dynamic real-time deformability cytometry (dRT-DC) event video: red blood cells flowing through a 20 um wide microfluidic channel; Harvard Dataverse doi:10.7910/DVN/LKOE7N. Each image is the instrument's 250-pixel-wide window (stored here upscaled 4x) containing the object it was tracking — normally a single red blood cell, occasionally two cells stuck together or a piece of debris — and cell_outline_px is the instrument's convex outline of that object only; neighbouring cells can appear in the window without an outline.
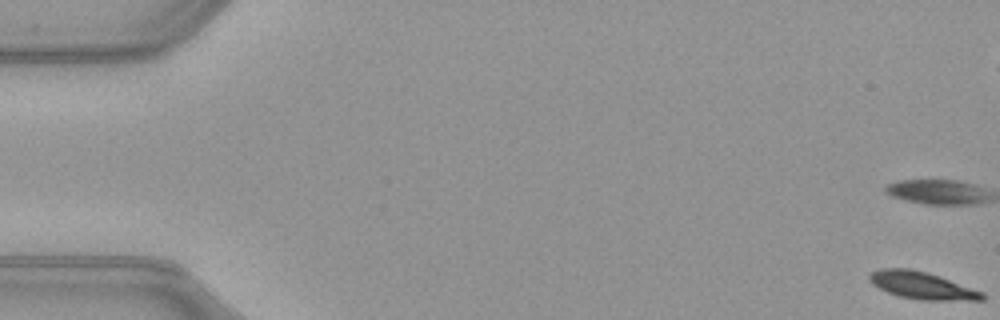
{"species": "common noctule bat (a hibernating species)", "species_latin": "Nyctalus noctula", "temperature_condition": "warm", "stored_images_in_passage": 14, "camera_frame_rate_fps": 3000, "um_per_image_px": 0.085, "animal": {"sex": "female", "body_mass_g": 21.9}, "frame": {"image": 1, "passage_image": 1, "time_ms": 0.0, "image_size_px": [1000, 320], "cell_outline_px": [[984, 300], [920, 300], [900, 296], [888, 292], [872, 284], [868, 280], [868, 276], [872, 272], [880, 268], [912, 268], [940, 276], [984, 292]], "centroid_in_image_um": [78.36, 24.25], "position_along_channel_um": 6.6, "area_um2": 17.92}}